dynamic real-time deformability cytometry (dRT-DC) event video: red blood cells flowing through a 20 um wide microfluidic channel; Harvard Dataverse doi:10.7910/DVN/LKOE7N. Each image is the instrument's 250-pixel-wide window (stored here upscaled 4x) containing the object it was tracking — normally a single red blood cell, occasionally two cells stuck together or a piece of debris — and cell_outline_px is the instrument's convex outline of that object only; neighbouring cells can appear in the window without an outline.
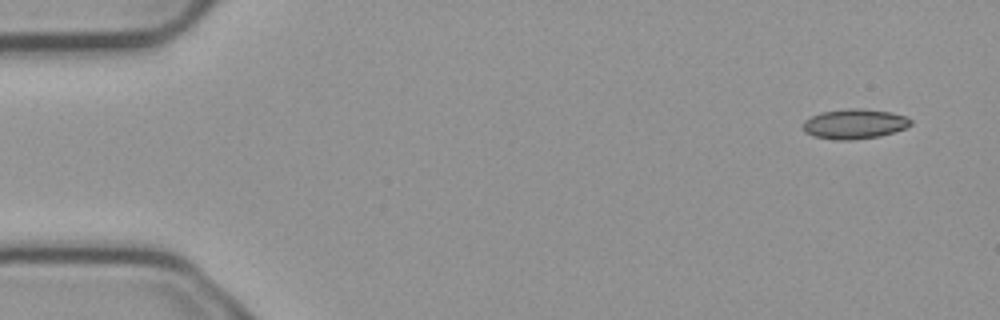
{"species": "common noctule bat (a hibernating species)", "species_latin": "Nyctalus noctula", "temperature_condition": "cold", "stored_images_in_passage": 6, "camera_frame_rate_fps": 3000, "um_per_image_px": 0.085, "animal": {"sex": "male", "body_mass_g": 23.1, "forearm_length_mm": 52.7}, "frame": {"image": 1, "passage_image": 1, "time_ms": 0.0, "image_size_px": [1000, 320], "cell_outline_px": [[912, 124], [904, 128], [880, 136], [852, 140], [836, 140], [816, 136], [804, 132], [804, 120], [820, 112], [848, 108], [860, 108], [892, 112], [908, 116], [912, 120]], "centroid_in_image_um": [72.66, 10.52], "position_along_channel_um": 12.3, "area_um2": 18.79}}
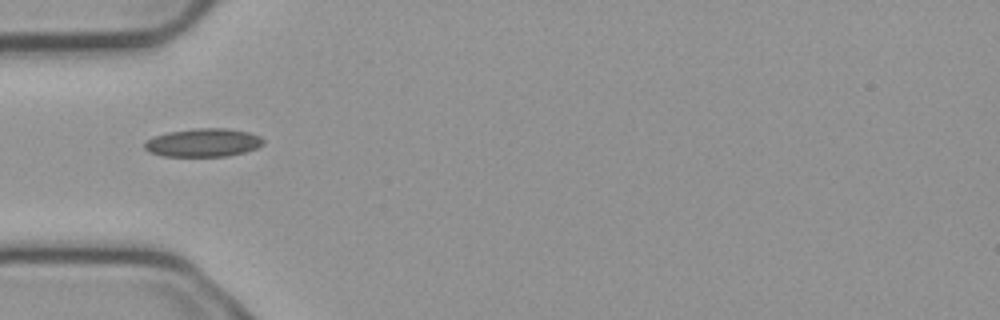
{"frame": {"image": 2, "passage_image": 5, "time_ms": 1.333, "image_size_px": [1000, 320], "cell_outline_px": [[264, 144], [256, 148], [244, 152], [228, 156], [164, 156], [148, 152], [144, 148], [144, 140], [152, 136], [168, 132], [192, 128], [228, 128], [248, 132], [260, 136], [264, 140]], "centroid_in_image_um": [17.24, 12.11], "position_along_channel_um": 67.8, "area_um2": 19.83}}
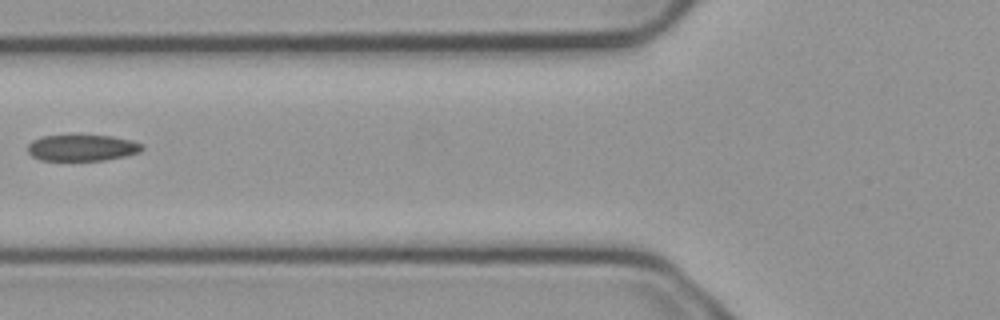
{"frame": {"image": 3, "passage_image": 6, "time_ms": 1.667, "image_size_px": [1000, 320], "cell_outline_px": [[144, 148], [140, 152], [124, 156], [104, 160], [40, 160], [32, 156], [28, 152], [28, 144], [32, 140], [44, 136], [72, 132], [112, 136], [132, 140], [140, 144]], "centroid_in_image_um": [6.94, 12.51], "position_along_channel_um": 118.9, "area_um2": 18.26}}